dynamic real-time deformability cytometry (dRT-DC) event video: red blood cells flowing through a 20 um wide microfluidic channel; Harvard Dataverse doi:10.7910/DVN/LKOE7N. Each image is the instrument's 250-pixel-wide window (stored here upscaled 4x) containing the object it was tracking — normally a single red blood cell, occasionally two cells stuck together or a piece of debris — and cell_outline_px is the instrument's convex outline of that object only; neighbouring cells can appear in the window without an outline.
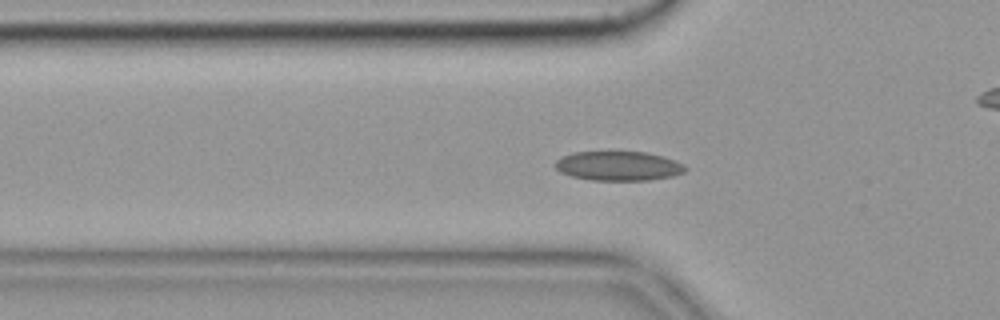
{"species": "common noctule bat (a hibernating species)", "species_latin": "Nyctalus noctula", "temperature_condition": "cold", "stored_images_in_passage": 46, "camera_frame_rate_fps": 3000, "um_per_image_px": 0.085, "animal": {"sex": "female", "body_mass_g": 19.9}, "frame": {"image": 1, "passage_image": 7, "time_ms": 2.0, "image_size_px": [1000, 320], "cell_outline_px": [[688, 168], [684, 172], [672, 176], [648, 180], [592, 180], [572, 176], [560, 172], [552, 164], [556, 160], [572, 152], [644, 152], [660, 156], [672, 160]], "centroid_in_image_um": [52.51, 14.11], "position_along_channel_um": 73.3, "area_um2": 21.96}, "authors_computed_cell_mechanics": {"area_um2": 21.5305, "velocity_mm_per_s": 3.5453, "shape_relaxation_time_tau1_ms": 6.417, "shape_relaxation_time_tau2_ms": 1.1832, "deformation_change_tau1": 0.1111, "deformation_change_tau2": 0.0752}}